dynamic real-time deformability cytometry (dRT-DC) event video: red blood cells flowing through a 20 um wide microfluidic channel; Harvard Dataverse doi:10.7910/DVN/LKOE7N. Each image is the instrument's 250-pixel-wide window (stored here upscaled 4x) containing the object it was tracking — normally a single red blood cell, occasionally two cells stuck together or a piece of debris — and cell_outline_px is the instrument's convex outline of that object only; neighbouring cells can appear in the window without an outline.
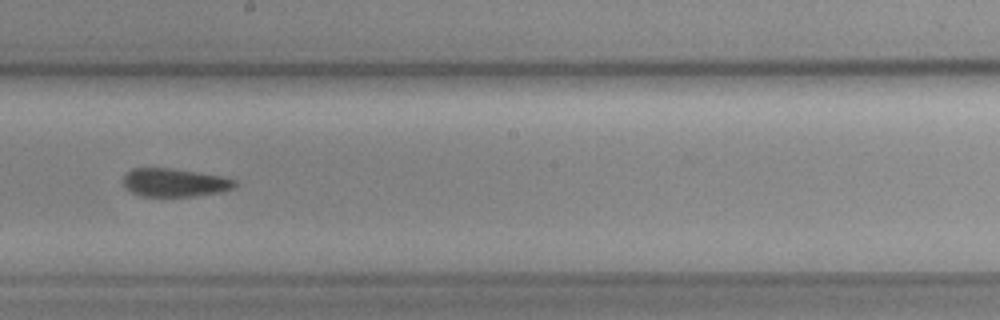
{"species": "common noctule bat (a hibernating species)", "species_latin": "Nyctalus noctula", "temperature_condition": "cold", "stored_images_in_passage": 44, "camera_frame_rate_fps": 3000, "um_per_image_px": 0.085, "animal": {"sex": "female", "body_mass_g": 19.3, "forearm_length_mm": 54.1}, "frame": {"image": 1, "passage_image": 19, "time_ms": 6.0, "image_size_px": [1000, 320], "cell_outline_px": [[236, 188], [220, 192], [192, 196], [140, 196], [132, 192], [124, 184], [124, 176], [132, 168], [168, 168], [220, 176], [236, 180]], "centroid_in_image_um": [14.86, 15.52], "position_along_channel_um": 233.3, "area_um2": 18.09}}
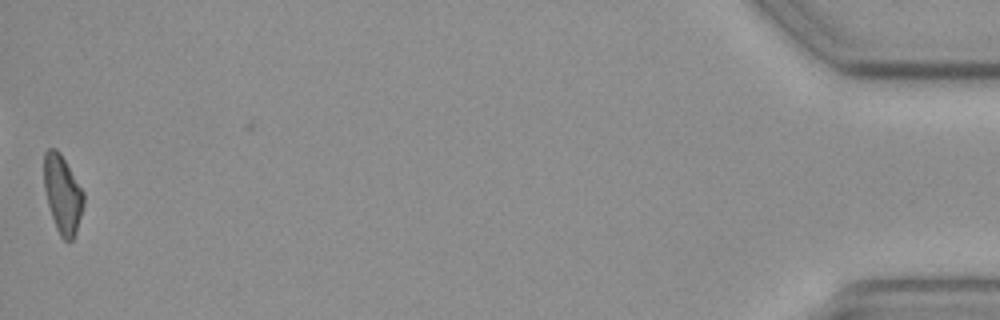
{"frame": {"image": 2, "passage_image": 43, "time_ms": 14.0, "image_size_px": [1000, 320], "cell_outline_px": [[84, 204], [76, 232], [72, 240], [68, 244], [60, 236], [56, 228], [48, 204], [44, 188], [44, 152], [48, 148], [56, 148], [60, 152], [84, 192]], "centroid_in_image_um": [5.32, 16.51], "position_along_channel_um": 429.9, "area_um2": 18.09}}